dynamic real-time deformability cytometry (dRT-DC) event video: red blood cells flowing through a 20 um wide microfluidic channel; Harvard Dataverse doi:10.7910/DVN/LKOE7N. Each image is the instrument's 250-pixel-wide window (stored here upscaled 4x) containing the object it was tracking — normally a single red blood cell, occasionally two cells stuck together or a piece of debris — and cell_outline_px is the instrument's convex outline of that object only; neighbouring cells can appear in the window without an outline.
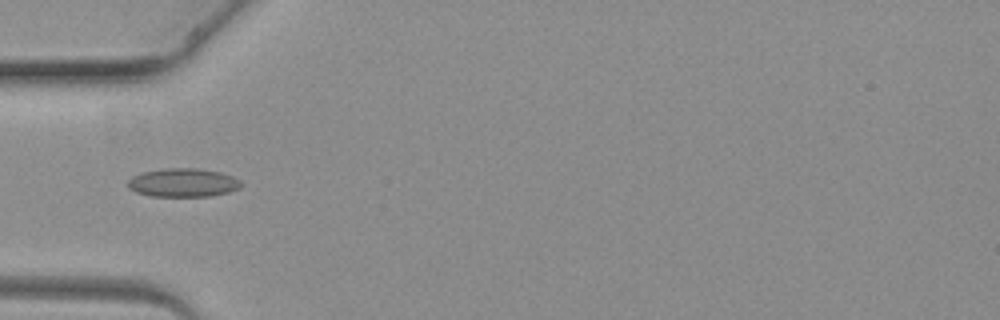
{"species": "common noctule bat (a hibernating species)", "species_latin": "Nyctalus noctula", "temperature_condition": "warm", "stored_images_in_passage": 3, "camera_frame_rate_fps": 3000, "um_per_image_px": 0.085, "animal": {"sex": "female", "body_mass_g": 19.3, "forearm_length_mm": 54.1}, "frame": {"image": 1, "passage_image": 3, "time_ms": 3.333, "image_size_px": [1000, 320], "cell_outline_px": [[244, 184], [240, 188], [228, 192], [212, 196], [148, 196], [136, 192], [128, 188], [128, 180], [132, 176], [144, 172], [164, 168], [196, 168], [220, 172], [232, 176], [240, 180]], "centroid_in_image_um": [15.57, 15.53], "position_along_channel_um": 69.4, "area_um2": 18.96}}